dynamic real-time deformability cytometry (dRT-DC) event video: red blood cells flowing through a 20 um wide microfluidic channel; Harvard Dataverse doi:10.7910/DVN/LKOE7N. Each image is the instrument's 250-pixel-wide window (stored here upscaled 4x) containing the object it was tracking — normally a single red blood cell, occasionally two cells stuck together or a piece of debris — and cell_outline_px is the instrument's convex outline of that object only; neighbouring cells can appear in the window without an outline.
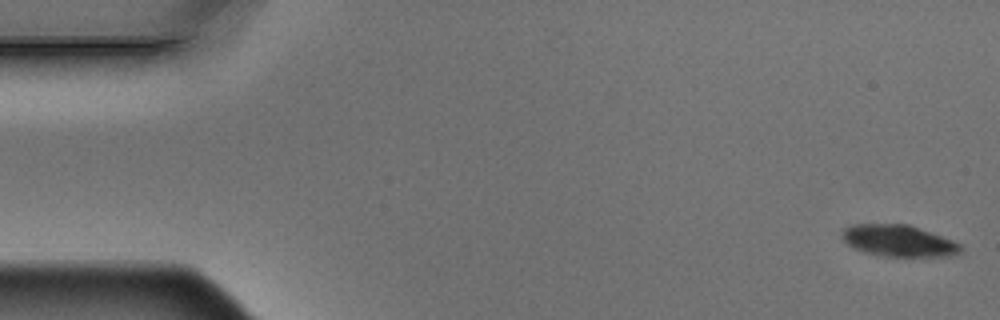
{"species": "Egyptian fruit bat (a non-hibernating species)", "species_latin": "Rousettus aegyptiacus", "temperature_condition": "warm", "stored_images_in_passage": 5, "camera_frame_rate_fps": 3000, "um_per_image_px": 0.085, "animal": {"sex": "male"}, "frame": {"image": 1, "passage_image": 1, "time_ms": 0.0, "image_size_px": [1000, 320], "cell_outline_px": [[960, 252], [952, 256], [912, 260], [876, 256], [852, 248], [840, 236], [844, 228], [852, 224], [908, 224], [920, 228], [952, 240], [960, 244]], "centroid_in_image_um": [76.39, 20.53], "position_along_channel_um": 8.6, "area_um2": 22.95}}